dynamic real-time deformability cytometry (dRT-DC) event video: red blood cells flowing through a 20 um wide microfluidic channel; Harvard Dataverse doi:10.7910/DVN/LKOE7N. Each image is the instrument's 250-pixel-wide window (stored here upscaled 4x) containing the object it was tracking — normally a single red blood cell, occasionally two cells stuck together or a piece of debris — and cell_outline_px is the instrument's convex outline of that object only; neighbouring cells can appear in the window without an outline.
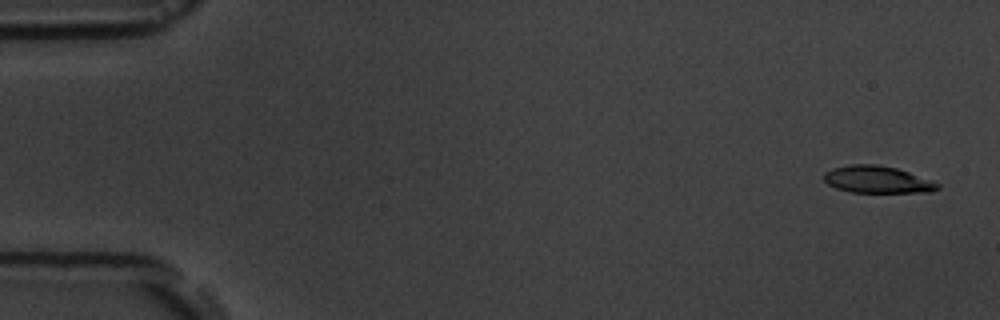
{"species": "common noctule bat (a hibernating species)", "species_latin": "Nyctalus noctula", "temperature_condition": "room temperature", "stored_images_in_passage": 5, "camera_frame_rate_fps": 3000, "um_per_image_px": 0.085, "animal": {"sex": "male", "body_mass_g": 19.5, "forearm_length_mm": 54.6}, "frame": {"image": 1, "passage_image": 1, "time_ms": 0.0, "image_size_px": [1000, 320], "cell_outline_px": [[940, 188], [932, 192], [852, 192], [836, 188], [828, 184], [824, 180], [824, 172], [832, 168], [848, 164], [876, 164], [896, 168], [908, 172], [940, 184]], "centroid_in_image_um": [74.54, 15.26], "position_along_channel_um": 10.5, "area_um2": 17.86}}
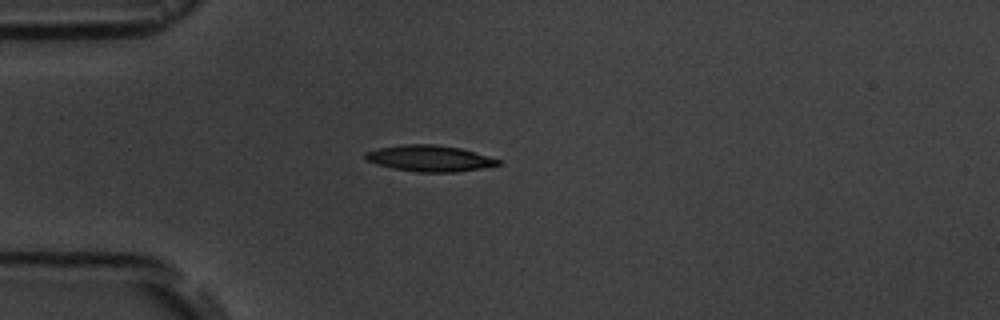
{"frame": {"image": 2, "passage_image": 5, "time_ms": 4.333, "image_size_px": [1000, 320], "cell_outline_px": [[504, 164], [456, 172], [416, 172], [376, 164], [368, 160], [364, 156], [364, 152], [380, 148], [404, 144], [432, 144], [460, 148], [500, 160]], "centroid_in_image_um": [36.52, 13.46], "position_along_channel_um": 48.5, "area_um2": 19.94}}